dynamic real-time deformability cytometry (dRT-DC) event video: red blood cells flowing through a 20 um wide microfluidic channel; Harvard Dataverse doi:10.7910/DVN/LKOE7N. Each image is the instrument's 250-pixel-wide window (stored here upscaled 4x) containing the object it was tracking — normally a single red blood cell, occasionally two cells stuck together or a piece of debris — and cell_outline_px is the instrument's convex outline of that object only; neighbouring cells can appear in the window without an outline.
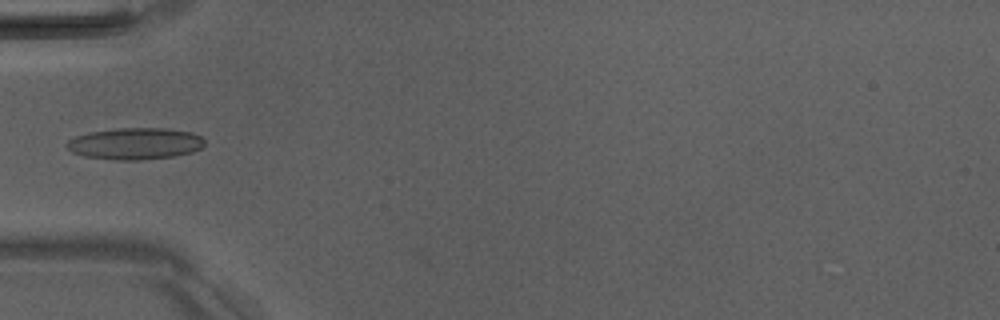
{"species": "Egyptian fruit bat (a non-hibernating species)", "species_latin": "Rousettus aegyptiacus", "temperature_condition": "room temperature", "stored_images_in_passage": 4, "camera_frame_rate_fps": 3000, "um_per_image_px": 0.085, "animal": {"sex": "male"}, "frame": {"image": 1, "passage_image": 4, "time_ms": 3.667, "image_size_px": [1000, 320], "cell_outline_px": [[204, 144], [200, 148], [192, 152], [172, 156], [140, 160], [116, 160], [84, 156], [72, 152], [64, 144], [68, 140], [76, 136], [88, 132], [120, 128], [164, 128], [188, 132], [200, 136], [204, 140]], "centroid_in_image_um": [11.44, 12.21], "position_along_channel_um": 73.6, "area_um2": 25.26}}